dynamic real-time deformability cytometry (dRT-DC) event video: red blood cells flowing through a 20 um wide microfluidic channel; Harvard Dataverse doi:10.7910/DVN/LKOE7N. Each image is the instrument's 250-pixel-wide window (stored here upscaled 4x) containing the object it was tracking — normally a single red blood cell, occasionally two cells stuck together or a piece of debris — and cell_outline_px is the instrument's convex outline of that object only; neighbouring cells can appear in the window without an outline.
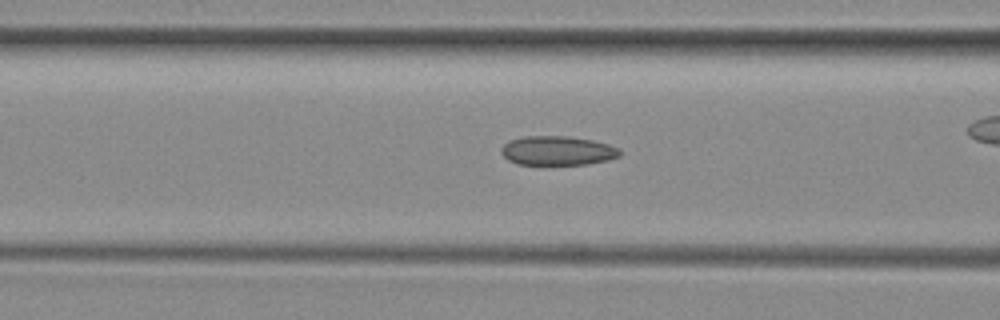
{"species": "common noctule bat (a hibernating species)", "species_latin": "Nyctalus noctula", "temperature_condition": "room temperature", "stored_images_in_passage": 38, "camera_frame_rate_fps": 3000, "um_per_image_px": 0.085, "animal": {"sex": "female", "body_mass_g": 29.2, "forearm_length_mm": 56.3}, "frame": {"image": 1, "passage_image": 13, "time_ms": 4.0, "image_size_px": [1000, 320], "cell_outline_px": [[620, 156], [608, 160], [588, 164], [516, 164], [508, 160], [500, 152], [500, 148], [508, 140], [524, 136], [568, 136], [592, 140], [608, 144], [620, 148]], "centroid_in_image_um": [47.37, 12.8], "position_along_channel_um": 119.2, "area_um2": 20.29}}
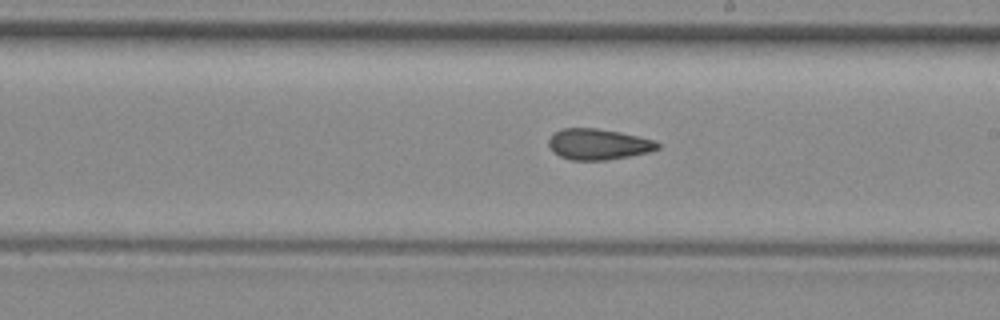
{"frame": {"image": 2, "passage_image": 22, "time_ms": 7.0, "image_size_px": [1000, 320], "cell_outline_px": [[660, 148], [648, 152], [628, 156], [604, 160], [572, 160], [560, 156], [552, 152], [548, 144], [548, 140], [556, 132], [564, 128], [596, 128], [620, 132], [656, 140], [660, 144]], "centroid_in_image_um": [50.86, 12.26], "position_along_channel_um": 238.1, "area_um2": 19.54}}
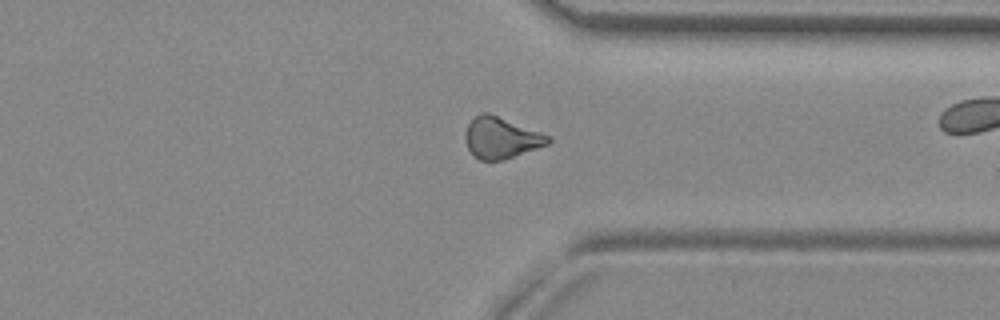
{"frame": {"image": 3, "passage_image": 32, "time_ms": 10.333, "image_size_px": [1000, 320], "cell_outline_px": [[552, 140], [548, 144], [504, 160], [480, 160], [472, 156], [464, 140], [464, 132], [468, 124], [480, 112], [488, 112], [552, 136]], "centroid_in_image_um": [42.58, 11.72], "position_along_channel_um": 368.8, "area_um2": 20.11}, "authors_computed_cell_mechanics": {"area_um2": 20.0566, "velocity_mm_per_s": 3.9731, "shape_relaxation_time_tau1_ms": null, "shape_relaxation_time_tau2_ms": 3.4732, "deformation_change_tau1": null, "deformation_change_tau2": 0.1052}}